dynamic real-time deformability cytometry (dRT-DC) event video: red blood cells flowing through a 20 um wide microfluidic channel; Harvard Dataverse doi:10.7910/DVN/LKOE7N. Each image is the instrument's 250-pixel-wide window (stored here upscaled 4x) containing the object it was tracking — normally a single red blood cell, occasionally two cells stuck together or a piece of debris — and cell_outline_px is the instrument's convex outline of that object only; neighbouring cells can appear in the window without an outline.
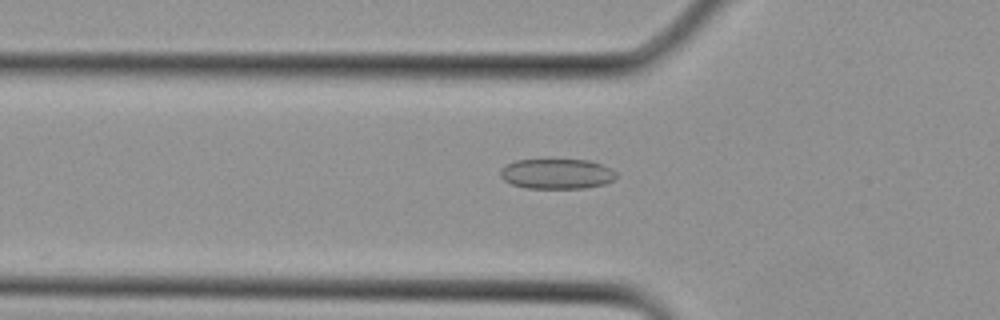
{"species": "Egyptian fruit bat (a non-hibernating species)", "species_latin": "Rousettus aegyptiacus", "temperature_condition": "cold", "stored_images_in_passage": 5, "camera_frame_rate_fps": 3000, "um_per_image_px": 0.085, "animal": {"sex": "female"}, "frame": {"image": 1, "passage_image": 4, "time_ms": 1.0, "image_size_px": [1000, 320], "cell_outline_px": [[616, 176], [612, 180], [604, 184], [584, 188], [524, 188], [512, 184], [504, 180], [500, 176], [500, 168], [504, 164], [516, 160], [588, 160], [612, 168], [616, 172]], "centroid_in_image_um": [47.29, 14.77], "position_along_channel_um": 78.5, "area_um2": 20.4}}